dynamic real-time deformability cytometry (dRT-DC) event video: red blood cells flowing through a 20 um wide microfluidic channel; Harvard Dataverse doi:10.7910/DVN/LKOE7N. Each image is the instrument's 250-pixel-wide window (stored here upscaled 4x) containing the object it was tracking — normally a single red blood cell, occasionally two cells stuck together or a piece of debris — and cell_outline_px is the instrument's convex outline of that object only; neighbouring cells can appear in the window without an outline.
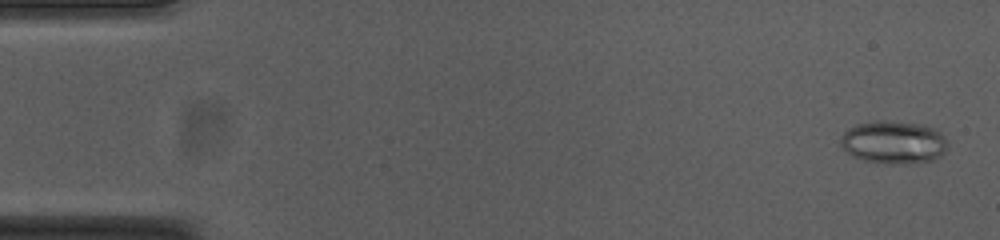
{"species": "common noctule bat (a hibernating species)", "species_latin": "Nyctalus noctula", "temperature_condition": "cold", "stored_images_in_passage": 54, "camera_frame_rate_fps": 3000, "um_per_image_px": 0.085, "animal": {"sex": "female", "body_mass_g": 23.0, "forearm_length_mm": 53.4}, "frame": {"image": 1, "passage_image": 2, "time_ms": 0.333, "image_size_px": [1000, 240], "cell_outline_px": [[948, 148], [940, 156], [932, 160], [904, 164], [888, 164], [864, 160], [852, 156], [840, 144], [840, 136], [848, 128], [856, 124], [876, 120], [884, 120], [924, 124], [940, 132], [948, 140]], "centroid_in_image_um": [75.96, 12.08], "position_along_channel_um": 9.0, "area_um2": 27.05}}
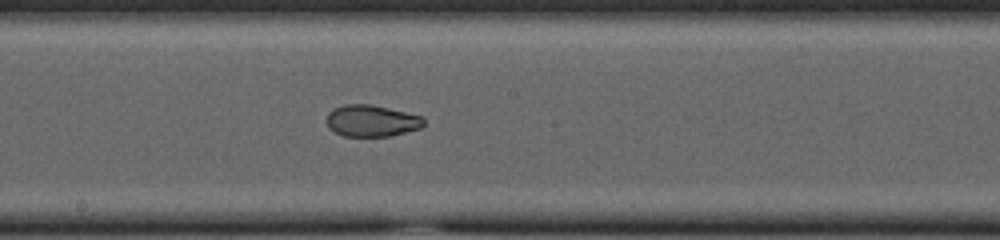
{"frame": {"image": 2, "passage_image": 29, "time_ms": 9.333, "image_size_px": [1000, 240], "cell_outline_px": [[424, 124], [420, 128], [388, 136], [344, 136], [328, 128], [328, 112], [332, 108], [344, 104], [368, 104], [388, 108], [424, 116]], "centroid_in_image_um": [31.58, 10.26], "position_along_channel_um": 216.6, "area_um2": 17.8}}
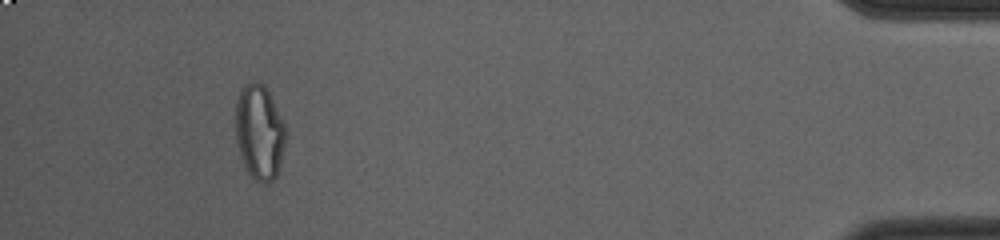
{"frame": {"image": 3, "passage_image": 50, "time_ms": 16.333, "image_size_px": [1000, 240], "cell_outline_px": [[284, 144], [280, 164], [276, 176], [268, 184], [264, 184], [256, 180], [248, 172], [240, 156], [236, 140], [236, 100], [240, 88], [244, 84], [252, 80], [256, 80], [264, 84], [284, 124]], "centroid_in_image_um": [22.01, 11.21], "position_along_channel_um": 413.2, "area_um2": 27.51}, "authors_computed_cell_mechanics": {"area_um2": 22.3686, "velocity_mm_per_s": 3.7589, "shape_relaxation_time_tau1_ms": null, "shape_relaxation_time_tau2_ms": 1.37, "deformation_change_tau1": null, "deformation_change_tau2": 0.055}}